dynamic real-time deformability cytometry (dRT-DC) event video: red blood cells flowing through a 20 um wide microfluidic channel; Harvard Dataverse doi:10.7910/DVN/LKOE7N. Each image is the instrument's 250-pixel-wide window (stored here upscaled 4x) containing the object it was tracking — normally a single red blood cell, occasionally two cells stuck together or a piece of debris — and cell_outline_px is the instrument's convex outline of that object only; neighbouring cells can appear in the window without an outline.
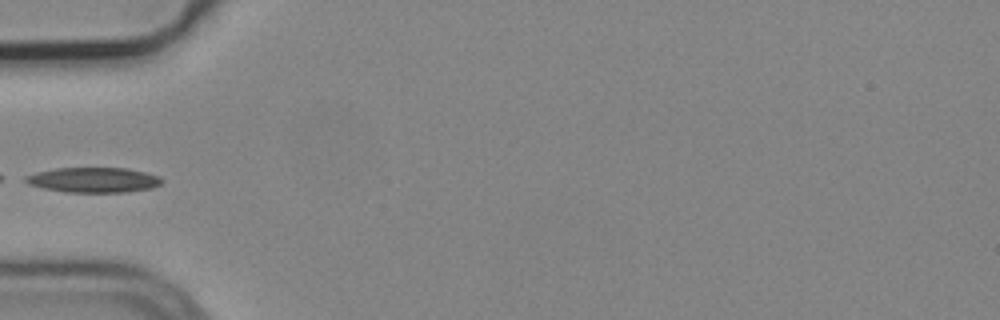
{"species": "common noctule bat (a hibernating species)", "species_latin": "Nyctalus noctula", "temperature_condition": "cold", "stored_images_in_passage": 5, "camera_frame_rate_fps": 3000, "um_per_image_px": 0.085, "animal": {"sex": "male", "body_mass_g": 19.2, "forearm_length_mm": 51.8}, "frame": {"image": 1, "passage_image": 4, "time_ms": 1.0, "image_size_px": [1000, 320], "cell_outline_px": [[164, 180], [160, 184], [152, 188], [124, 192], [64, 192], [44, 188], [28, 184], [24, 180], [24, 176], [36, 172], [56, 168], [128, 168], [160, 176]], "centroid_in_image_um": [7.95, 15.29], "position_along_channel_um": 77.1, "area_um2": 19.94}}
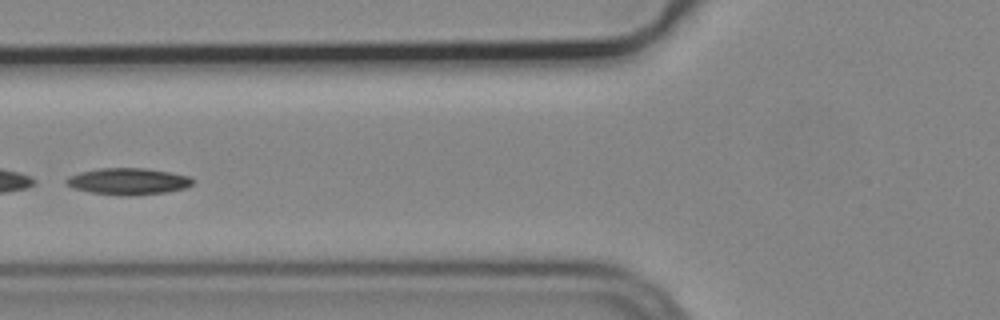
{"frame": {"image": 2, "passage_image": 5, "time_ms": 1.333, "image_size_px": [1000, 320], "cell_outline_px": [[192, 184], [184, 188], [164, 192], [128, 196], [92, 192], [76, 188], [68, 184], [64, 180], [68, 176], [80, 172], [100, 168], [144, 168], [168, 172], [188, 176], [192, 180]], "centroid_in_image_um": [10.87, 15.4], "position_along_channel_um": 114.9, "area_um2": 19.13}}